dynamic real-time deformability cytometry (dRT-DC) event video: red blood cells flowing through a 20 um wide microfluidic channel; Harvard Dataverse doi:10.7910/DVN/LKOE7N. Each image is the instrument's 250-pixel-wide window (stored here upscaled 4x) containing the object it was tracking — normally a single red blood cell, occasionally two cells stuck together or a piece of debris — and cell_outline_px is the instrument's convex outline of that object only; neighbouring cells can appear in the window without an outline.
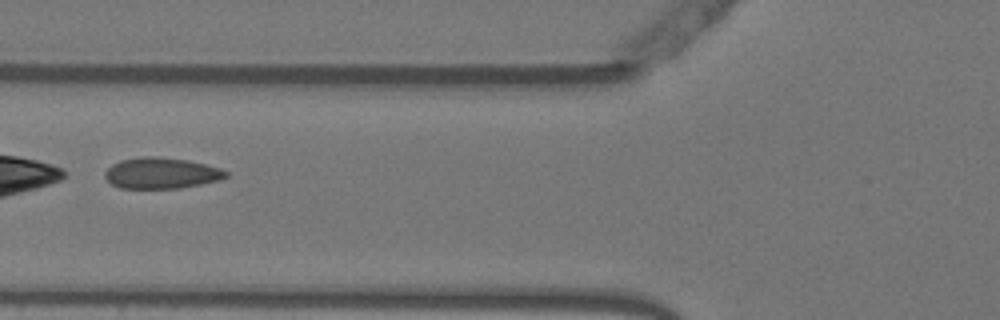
{"species": "Egyptian fruit bat (a non-hibernating species)", "species_latin": "Rousettus aegyptiacus", "temperature_condition": "warm", "stored_images_in_passage": 32, "camera_frame_rate_fps": 3000, "um_per_image_px": 0.085, "animal": {"sex": "female"}, "frame": {"image": 1, "passage_image": 5, "time_ms": 1.333, "image_size_px": [1000, 320], "cell_outline_px": [[228, 176], [220, 180], [180, 188], [120, 188], [112, 184], [104, 176], [104, 172], [112, 164], [120, 160], [140, 156], [156, 156], [188, 160], [220, 168], [228, 172]], "centroid_in_image_um": [13.7, 14.71], "position_along_channel_um": 112.1, "area_um2": 21.91}}